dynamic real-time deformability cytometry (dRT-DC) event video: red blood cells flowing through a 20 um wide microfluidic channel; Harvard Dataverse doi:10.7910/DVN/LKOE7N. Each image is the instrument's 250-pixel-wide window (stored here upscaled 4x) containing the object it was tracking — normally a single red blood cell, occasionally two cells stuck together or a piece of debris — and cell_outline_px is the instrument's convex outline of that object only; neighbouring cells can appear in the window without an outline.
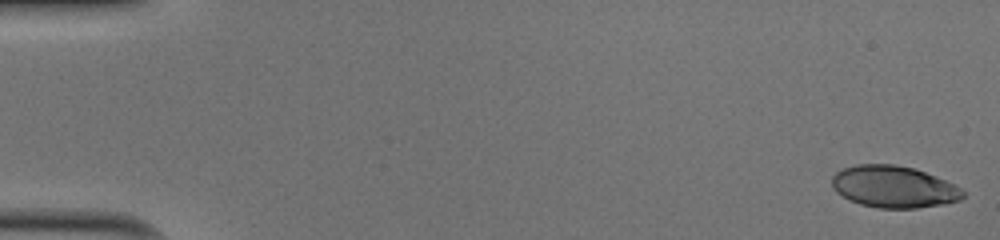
{"species": "human", "species_latin": "Homo sapiens", "temperature_condition": "cold", "stored_images_in_passage": 51, "camera_frame_rate_fps": 3000, "um_per_image_px": 0.085, "donor": {"sex": "male"}, "frame": {"image": 1, "passage_image": 1, "time_ms": 0.0, "image_size_px": [1000, 240], "cell_outline_px": [[964, 196], [960, 200], [940, 204], [916, 208], [880, 208], [860, 204], [848, 200], [836, 192], [832, 188], [832, 176], [836, 172], [844, 168], [856, 164], [896, 164], [912, 168], [924, 172], [944, 180], [960, 188], [964, 192]], "centroid_in_image_um": [75.91, 15.87], "position_along_channel_um": 9.1, "area_um2": 31.73}}
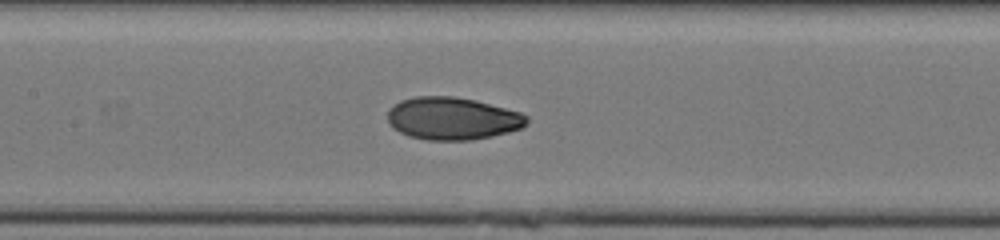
{"frame": {"image": 2, "passage_image": 25, "time_ms": 8.0, "image_size_px": [1000, 240], "cell_outline_px": [[528, 120], [520, 128], [508, 132], [492, 136], [472, 140], [428, 140], [408, 136], [392, 128], [388, 124], [388, 108], [400, 100], [416, 96], [456, 96], [476, 100], [520, 112], [528, 116]], "centroid_in_image_um": [38.42, 10.06], "position_along_channel_um": 169.0, "area_um2": 34.68}}
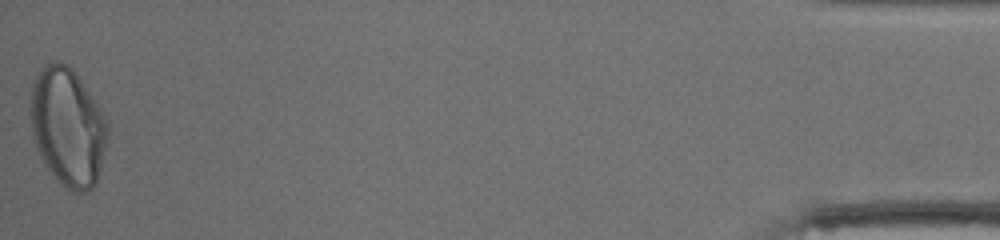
{"frame": {"image": 3, "passage_image": 51, "time_ms": 16.667, "image_size_px": [1000, 240], "cell_outline_px": [[108, 140], [96, 184], [92, 188], [84, 192], [72, 192], [44, 164], [36, 148], [32, 136], [32, 80], [40, 68], [44, 64], [52, 60], [56, 60], [68, 64], [72, 68], [108, 120]], "centroid_in_image_um": [5.77, 10.76], "position_along_channel_um": 429.4, "area_um2": 52.94}, "authors_computed_cell_mechanics": {"area_um2": 34.1598, "velocity_mm_per_s": 4.04, "shape_relaxation_time_tau1_ms": 4.0941, "shape_relaxation_time_tau2_ms": 0.8343, "deformation_change_tau1": 0.1766, "deformation_change_tau2": 0.0435}}